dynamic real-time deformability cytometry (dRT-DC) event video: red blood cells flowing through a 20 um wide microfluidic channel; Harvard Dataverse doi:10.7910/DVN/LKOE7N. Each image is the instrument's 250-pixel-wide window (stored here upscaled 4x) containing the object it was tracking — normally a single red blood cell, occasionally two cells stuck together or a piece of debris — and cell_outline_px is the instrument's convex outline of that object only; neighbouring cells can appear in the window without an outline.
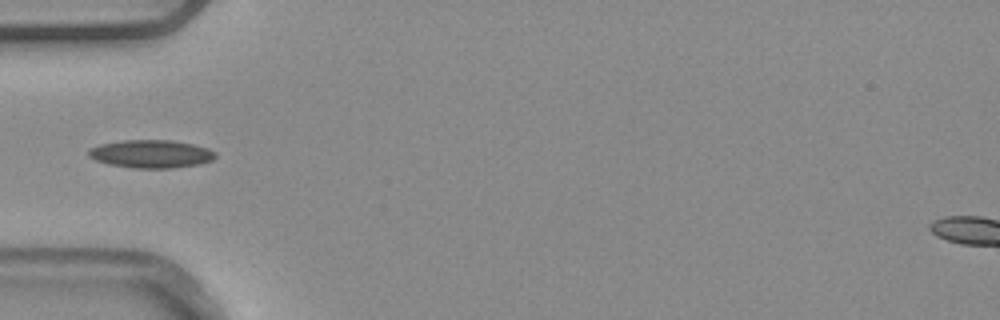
{"species": "common noctule bat (a hibernating species)", "species_latin": "Nyctalus noctula", "temperature_condition": "warm", "stored_images_in_passage": 5, "camera_frame_rate_fps": 3000, "um_per_image_px": 0.085, "animal": {"sex": "male", "body_mass_g": 20.4}, "frame": {"image": 1, "passage_image": 5, "time_ms": 1.333, "image_size_px": [1000, 320], "cell_outline_px": [[216, 156], [212, 160], [200, 164], [172, 168], [132, 168], [108, 164], [96, 160], [88, 156], [88, 148], [100, 144], [124, 140], [172, 140], [192, 144], [208, 148], [216, 152]], "centroid_in_image_um": [12.83, 13.08], "position_along_channel_um": 72.2, "area_um2": 20.81}}